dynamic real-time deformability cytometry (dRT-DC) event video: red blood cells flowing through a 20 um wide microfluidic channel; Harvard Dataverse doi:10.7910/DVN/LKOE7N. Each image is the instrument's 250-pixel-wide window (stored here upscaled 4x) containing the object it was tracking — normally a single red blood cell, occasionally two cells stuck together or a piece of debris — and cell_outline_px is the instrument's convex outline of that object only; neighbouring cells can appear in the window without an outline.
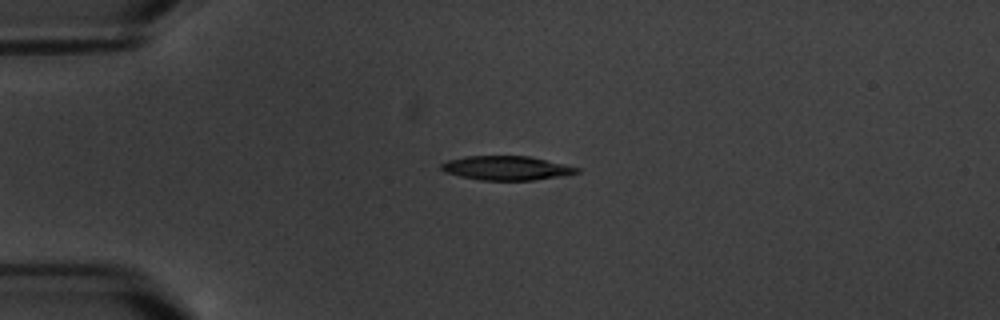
{"species": "common noctule bat (a hibernating species)", "species_latin": "Nyctalus noctula", "temperature_condition": "warm", "stored_images_in_passage": 4, "camera_frame_rate_fps": 3000, "um_per_image_px": 0.085, "animal": {"sex": "male", "body_mass_g": 20.1, "forearm_length_mm": 53.5}, "frame": {"image": 1, "passage_image": 1, "time_ms": 0.0, "image_size_px": [1000, 320], "cell_outline_px": [[580, 172], [560, 176], [532, 180], [480, 180], [460, 176], [444, 172], [440, 168], [440, 164], [448, 160], [464, 156], [528, 156], [564, 164], [580, 168]], "centroid_in_image_um": [43.01, 14.28], "position_along_channel_um": 42.0, "area_um2": 18.96}}
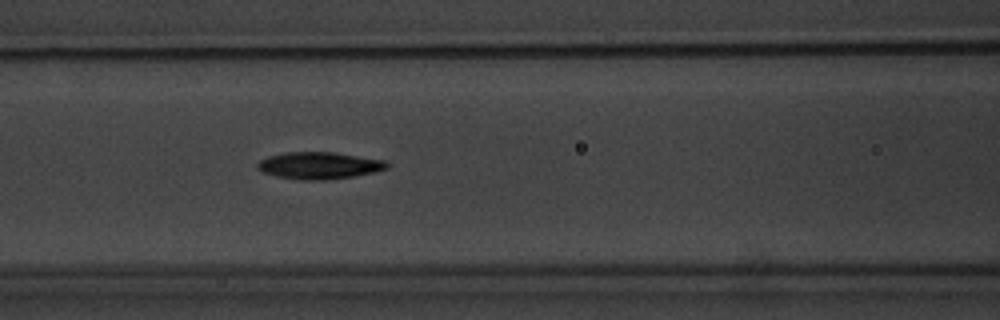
{"frame": {"image": 2, "passage_image": 4, "time_ms": 3.667, "image_size_px": [1000, 320], "cell_outline_px": [[388, 168], [372, 172], [352, 176], [324, 180], [304, 180], [276, 176], [264, 172], [256, 168], [256, 164], [260, 160], [268, 156], [284, 152], [332, 152], [384, 160], [388, 164]], "centroid_in_image_um": [27.08, 14.06], "position_along_channel_um": 139.5, "area_um2": 20.11}}